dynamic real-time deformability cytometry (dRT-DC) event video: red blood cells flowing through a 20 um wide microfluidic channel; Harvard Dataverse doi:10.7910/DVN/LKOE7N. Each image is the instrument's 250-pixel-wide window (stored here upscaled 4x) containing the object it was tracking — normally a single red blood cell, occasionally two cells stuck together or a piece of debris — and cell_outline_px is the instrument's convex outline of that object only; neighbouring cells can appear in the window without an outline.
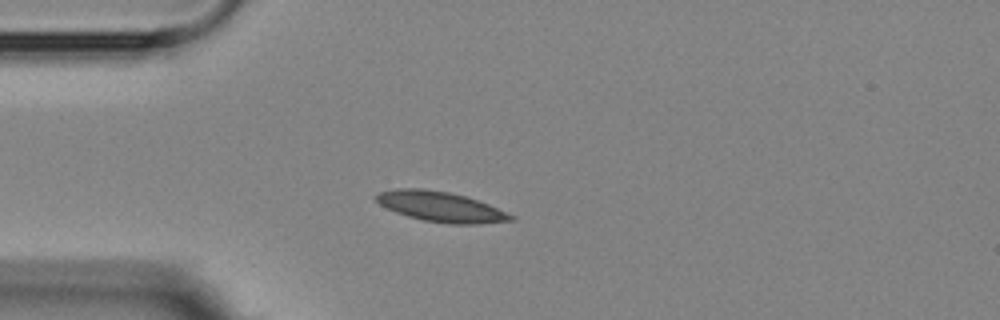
{"species": "Egyptian fruit bat (a non-hibernating species)", "species_latin": "Rousettus aegyptiacus", "temperature_condition": "room temperature", "stored_images_in_passage": 8, "camera_frame_rate_fps": 3000, "um_per_image_px": 0.085, "animal": {"sex": "female"}, "frame": {"image": 1, "passage_image": 1, "time_ms": 0.0, "image_size_px": [1000, 320], "cell_outline_px": [[516, 220], [480, 224], [448, 224], [424, 220], [408, 216], [396, 212], [380, 204], [376, 200], [376, 196], [380, 192], [396, 188], [424, 188], [448, 192], [464, 196], [488, 204], [516, 216]], "centroid_in_image_um": [37.5, 17.58], "position_along_channel_um": 47.5, "area_um2": 23.52}}
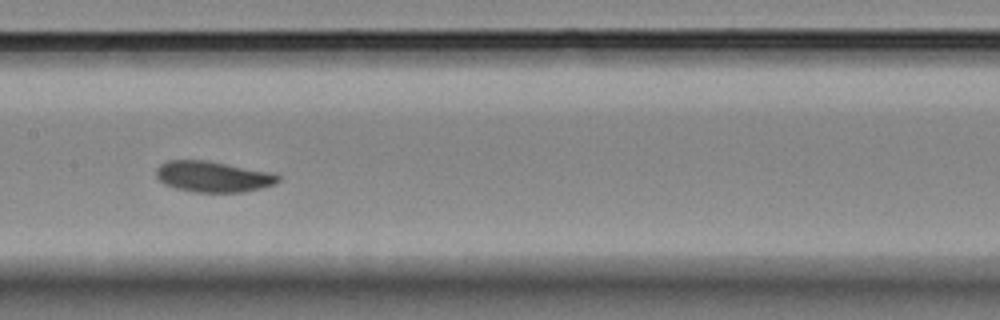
{"frame": {"image": 2, "passage_image": 5, "time_ms": 4.333, "image_size_px": [1000, 320], "cell_outline_px": [[280, 180], [276, 184], [244, 192], [192, 192], [176, 188], [164, 184], [156, 176], [156, 168], [160, 164], [168, 160], [204, 160], [272, 172], [280, 176]], "centroid_in_image_um": [18.11, 15.01], "position_along_channel_um": 189.3, "area_um2": 21.96}}
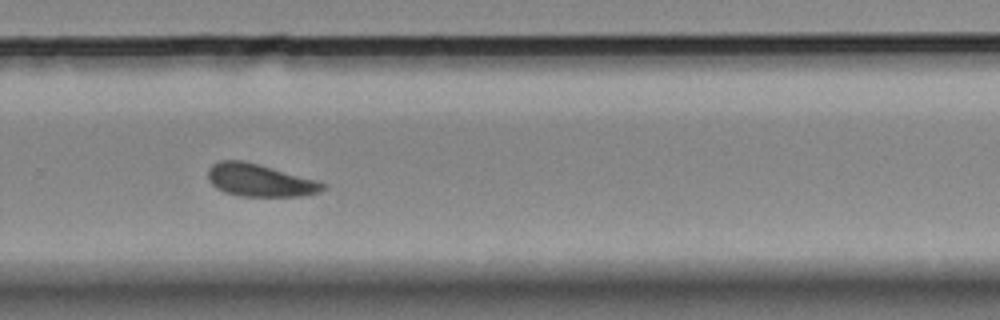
{"frame": {"image": 3, "passage_image": 8, "time_ms": 7.667, "image_size_px": [1000, 320], "cell_outline_px": [[324, 188], [320, 192], [304, 196], [236, 196], [224, 192], [216, 188], [208, 180], [208, 168], [212, 164], [220, 160], [244, 160], [260, 164], [316, 180], [324, 184]], "centroid_in_image_um": [22.04, 15.32], "position_along_channel_um": 307.8, "area_um2": 21.91}}